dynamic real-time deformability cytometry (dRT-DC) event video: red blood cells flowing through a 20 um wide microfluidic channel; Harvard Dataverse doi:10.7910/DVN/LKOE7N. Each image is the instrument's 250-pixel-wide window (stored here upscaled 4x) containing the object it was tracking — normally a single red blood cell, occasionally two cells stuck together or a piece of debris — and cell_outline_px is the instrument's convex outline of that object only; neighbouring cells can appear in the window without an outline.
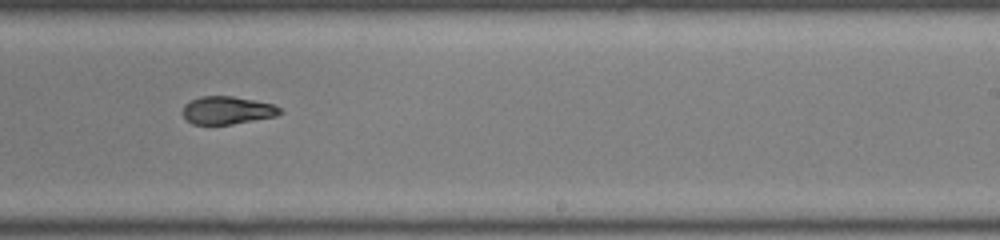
{"species": "common noctule bat (a hibernating species)", "species_latin": "Nyctalus noctula", "temperature_condition": "room temperature", "stored_images_in_passage": 35, "camera_frame_rate_fps": 3000, "um_per_image_px": 0.085, "animal": {"sex": "male", "body_mass_g": 19.0, "forearm_length_mm": 50.8}, "frame": {"image": 1, "passage_image": 16, "time_ms": 5.0, "image_size_px": [1000, 240], "cell_outline_px": [[284, 112], [276, 116], [232, 124], [192, 124], [184, 116], [184, 104], [200, 96], [232, 96], [272, 104], [280, 108]], "centroid_in_image_um": [19.33, 9.37], "position_along_channel_um": 269.7, "area_um2": 15.55}, "authors_computed_cell_mechanics": {"area_um2": 16.9354, "velocity_mm_per_s": 4.1046, "shape_relaxation_time_tau1_ms": null, "shape_relaxation_time_tau2_ms": 3.0491, "deformation_change_tau1": null, "deformation_change_tau2": 0.1018}}